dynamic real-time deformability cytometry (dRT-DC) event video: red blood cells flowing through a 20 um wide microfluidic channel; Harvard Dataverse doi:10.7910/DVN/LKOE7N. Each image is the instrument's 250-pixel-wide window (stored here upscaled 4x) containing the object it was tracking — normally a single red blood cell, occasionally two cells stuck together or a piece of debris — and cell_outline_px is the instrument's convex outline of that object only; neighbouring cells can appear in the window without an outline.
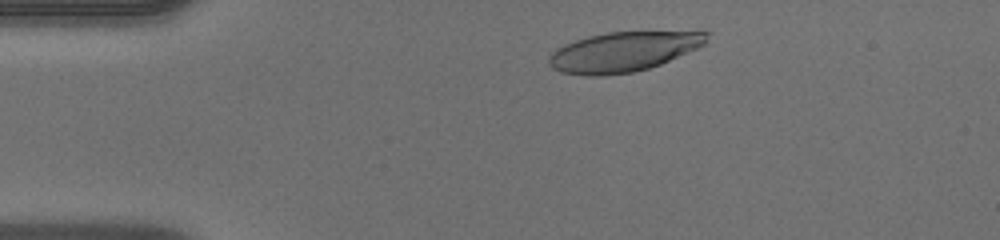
{"species": "human", "species_latin": "Homo sapiens", "temperature_condition": "warm", "stored_images_in_passage": 34, "camera_frame_rate_fps": 3000, "um_per_image_px": 0.085, "donor": {"sex": "male"}, "frame": {"image": 1, "passage_image": 4, "time_ms": 1.0, "image_size_px": [1000, 240], "cell_outline_px": [[712, 32], [704, 44], [696, 48], [660, 64], [648, 68], [632, 72], [604, 76], [588, 76], [560, 72], [552, 68], [548, 64], [548, 56], [556, 48], [564, 44], [588, 36], [608, 32]], "centroid_in_image_um": [52.91, 4.41], "position_along_channel_um": 32.1, "area_um2": 36.36}}
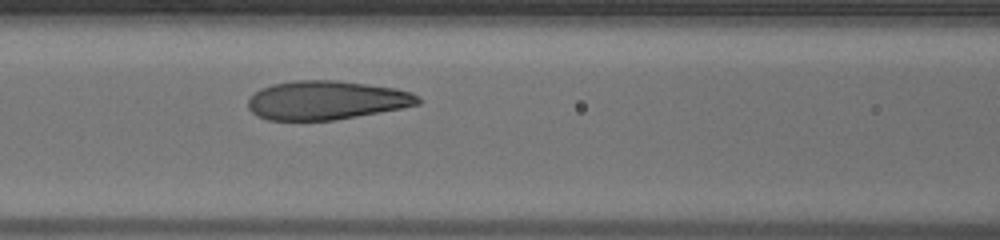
{"frame": {"image": 2, "passage_image": 15, "time_ms": 4.667, "image_size_px": [1000, 240], "cell_outline_px": [[420, 104], [380, 112], [336, 120], [268, 120], [256, 116], [248, 108], [248, 100], [260, 88], [272, 84], [296, 80], [336, 80], [396, 88], [412, 92], [420, 96]], "centroid_in_image_um": [27.74, 8.52], "position_along_channel_um": 138.9, "area_um2": 38.55}}
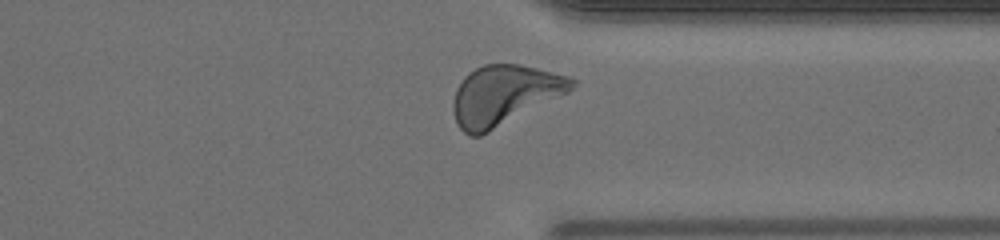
{"frame": {"image": 3, "passage_image": 31, "time_ms": 10.0, "image_size_px": [1000, 240], "cell_outline_px": [[580, 80], [568, 92], [480, 136], [468, 136], [456, 124], [452, 112], [452, 104], [456, 88], [460, 80], [468, 72], [484, 64], [520, 64], [572, 76]], "centroid_in_image_um": [42.84, 8.07], "position_along_channel_um": 368.6, "area_um2": 41.5}}